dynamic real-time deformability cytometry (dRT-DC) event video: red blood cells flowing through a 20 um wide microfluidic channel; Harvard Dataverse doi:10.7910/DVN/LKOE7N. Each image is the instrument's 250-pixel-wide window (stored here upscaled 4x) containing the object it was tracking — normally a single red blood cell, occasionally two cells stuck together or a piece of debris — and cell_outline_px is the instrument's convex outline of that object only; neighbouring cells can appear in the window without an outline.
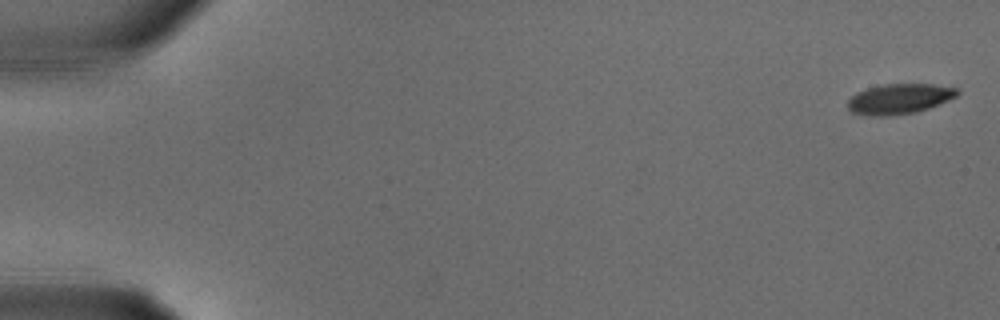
{"species": "common noctule bat (a hibernating species)", "species_latin": "Nyctalus noctula", "temperature_condition": "warm", "stored_images_in_passage": 30, "camera_frame_rate_fps": 3000, "um_per_image_px": 0.085, "animal": {"sex": "male", "body_mass_g": 18.8}, "frame": {"image": 1, "passage_image": 1, "time_ms": 0.0, "image_size_px": [1000, 320], "cell_outline_px": [[960, 92], [956, 96], [928, 108], [916, 112], [884, 116], [872, 116], [852, 112], [848, 108], [848, 100], [856, 92], [868, 88], [884, 84], [932, 84], [956, 88]], "centroid_in_image_um": [76.42, 8.4], "position_along_channel_um": 8.6, "area_um2": 19.02}}
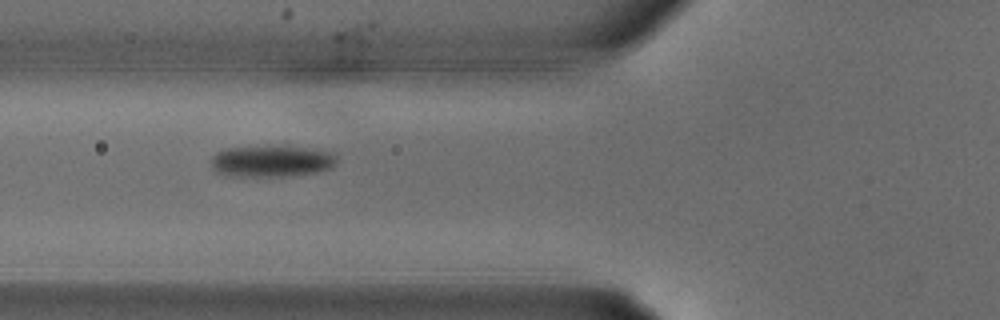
{"frame": {"image": 2, "passage_image": 12, "time_ms": 3.667, "image_size_px": [1000, 320], "cell_outline_px": [[336, 164], [332, 168], [316, 172], [284, 176], [224, 176], [216, 172], [212, 168], [212, 156], [216, 152], [228, 148], [300, 148], [332, 152], [336, 156]], "centroid_in_image_um": [23.05, 13.74], "position_along_channel_um": 102.7, "area_um2": 22.37}}
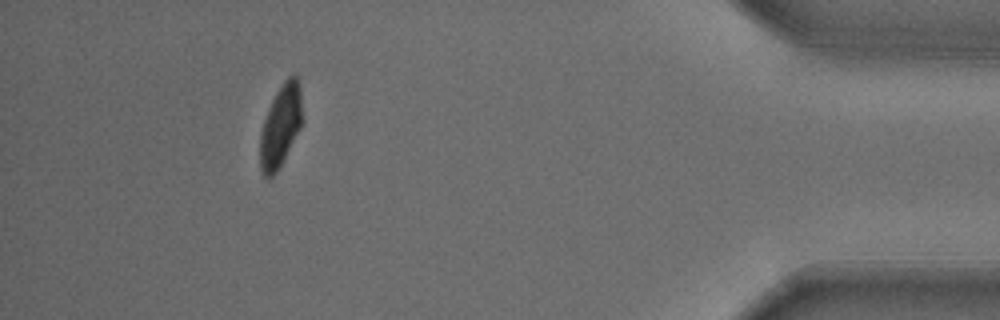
{"frame": {"image": 3, "passage_image": 28, "time_ms": 9.0, "image_size_px": [1000, 320], "cell_outline_px": [[300, 128], [284, 160], [276, 172], [268, 180], [264, 176], [260, 168], [260, 132], [268, 108], [276, 92], [284, 80], [288, 76], [296, 72], [300, 84]], "centroid_in_image_um": [23.82, 10.7], "position_along_channel_um": 411.4, "area_um2": 20.06}}